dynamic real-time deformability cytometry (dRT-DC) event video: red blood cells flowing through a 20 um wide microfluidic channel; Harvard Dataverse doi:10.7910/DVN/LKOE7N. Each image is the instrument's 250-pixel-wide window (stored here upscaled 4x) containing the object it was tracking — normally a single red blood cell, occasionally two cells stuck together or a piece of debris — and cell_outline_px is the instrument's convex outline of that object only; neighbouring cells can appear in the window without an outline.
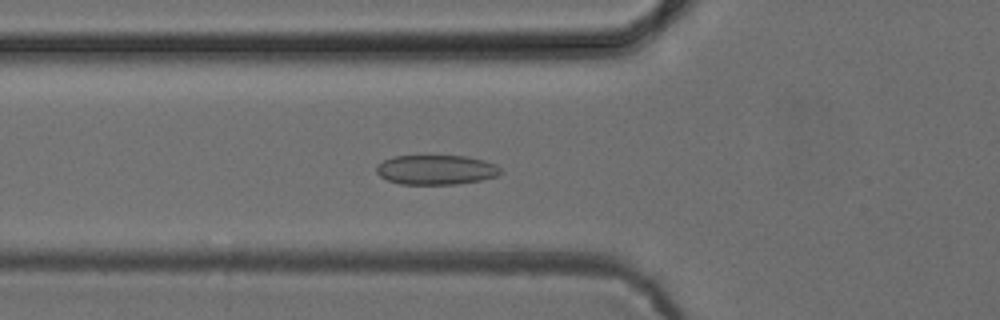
{"species": "common noctule bat (a hibernating species)", "species_latin": "Nyctalus noctula", "temperature_condition": "cold", "stored_images_in_passage": 41, "camera_frame_rate_fps": 3000, "um_per_image_px": 0.085, "animal": {"sex": "female", "body_mass_g": 24.6, "forearm_length_mm": 56.2}, "frame": {"image": 1, "passage_image": 11, "time_ms": 3.333, "image_size_px": [1000, 320], "cell_outline_px": [[500, 172], [496, 176], [480, 180], [456, 184], [400, 184], [388, 180], [380, 176], [376, 172], [376, 168], [384, 160], [392, 156], [468, 156], [484, 160], [496, 164], [500, 168]], "centroid_in_image_um": [37.07, 14.43], "position_along_channel_um": 88.7, "area_um2": 21.33}}
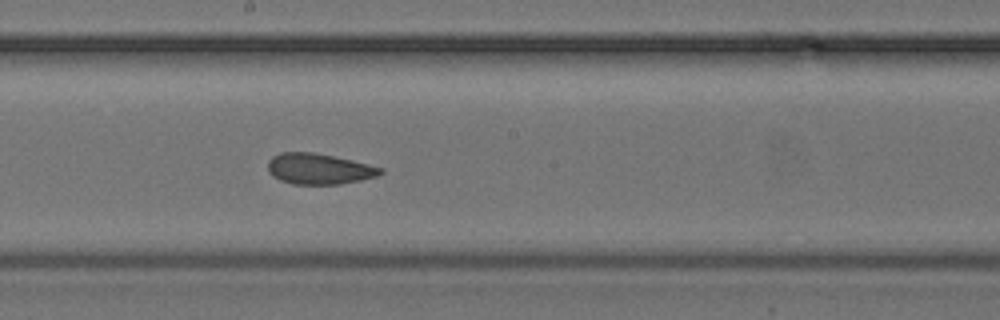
{"frame": {"image": 2, "passage_image": 21, "time_ms": 6.667, "image_size_px": [1000, 320], "cell_outline_px": [[384, 172], [376, 176], [360, 180], [340, 184], [292, 184], [280, 180], [272, 176], [268, 172], [268, 160], [272, 156], [280, 152], [312, 152], [332, 156], [368, 164], [384, 168]], "centroid_in_image_um": [27.08, 14.35], "position_along_channel_um": 221.1, "area_um2": 20.17}}
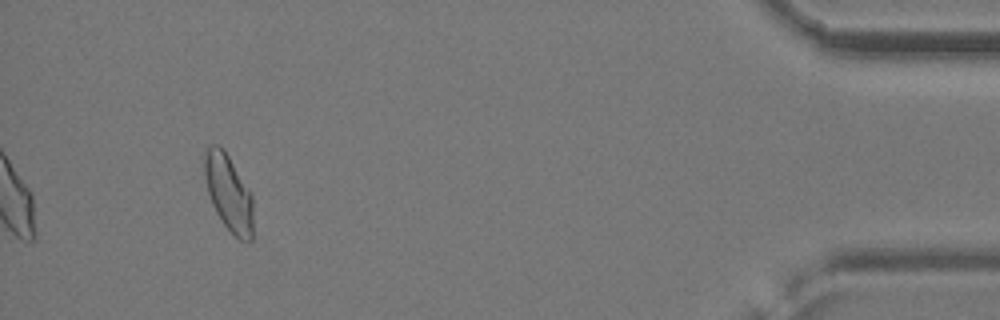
{"frame": {"image": 3, "passage_image": 41, "time_ms": 13.333, "image_size_px": [1000, 320], "cell_outline_px": [[252, 240], [240, 240], [224, 224], [216, 212], [212, 204], [208, 192], [204, 176], [204, 148], [212, 144], [220, 144], [224, 148], [252, 192]], "centroid_in_image_um": [19.42, 16.3], "position_along_channel_um": 415.8, "area_um2": 21.91}}